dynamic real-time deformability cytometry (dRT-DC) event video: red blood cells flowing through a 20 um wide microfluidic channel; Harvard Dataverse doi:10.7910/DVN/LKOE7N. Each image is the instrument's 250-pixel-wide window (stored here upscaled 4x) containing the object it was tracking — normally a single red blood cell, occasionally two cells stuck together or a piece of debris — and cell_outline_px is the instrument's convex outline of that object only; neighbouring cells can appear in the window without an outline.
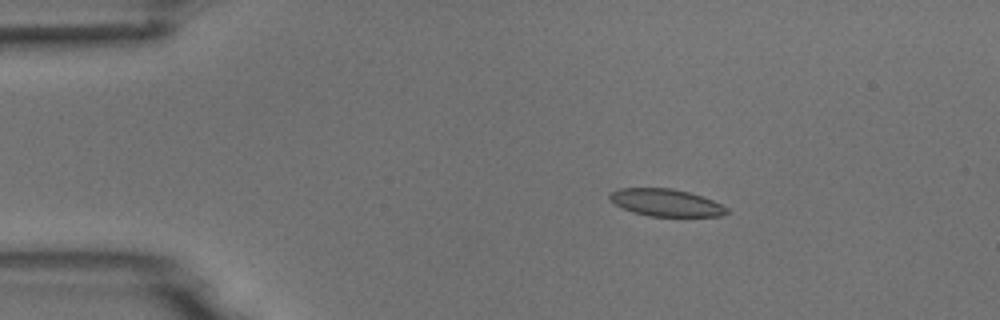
{"species": "common noctule bat (a hibernating species)", "species_latin": "Nyctalus noctula", "temperature_condition": "room temperature", "stored_images_in_passage": 4, "camera_frame_rate_fps": 3000, "um_per_image_px": 0.085, "animal": {"sex": "male", "body_mass_g": 18.8}, "frame": {"image": 1, "passage_image": 3, "time_ms": 2.333, "image_size_px": [1000, 320], "cell_outline_px": [[728, 212], [720, 216], [648, 216], [632, 212], [608, 200], [608, 196], [612, 192], [620, 188], [672, 188], [688, 192], [712, 200], [728, 208]], "centroid_in_image_um": [56.58, 17.22], "position_along_channel_um": 28.4, "area_um2": 18.44}}